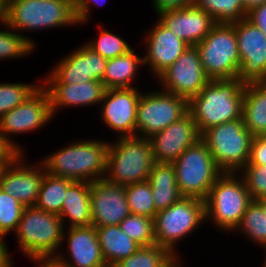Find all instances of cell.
I'll use <instances>...</instances> for the list:
<instances>
[{"label":"cell","instance_id":"1","mask_svg":"<svg viewBox=\"0 0 266 267\" xmlns=\"http://www.w3.org/2000/svg\"><path fill=\"white\" fill-rule=\"evenodd\" d=\"M244 86L238 78L210 80L199 94L188 100L189 114L198 131L241 118Z\"/></svg>","mask_w":266,"mask_h":267},{"label":"cell","instance_id":"2","mask_svg":"<svg viewBox=\"0 0 266 267\" xmlns=\"http://www.w3.org/2000/svg\"><path fill=\"white\" fill-rule=\"evenodd\" d=\"M109 141L81 140L49 154L41 161L46 173L73 181L104 179Z\"/></svg>","mask_w":266,"mask_h":267},{"label":"cell","instance_id":"3","mask_svg":"<svg viewBox=\"0 0 266 267\" xmlns=\"http://www.w3.org/2000/svg\"><path fill=\"white\" fill-rule=\"evenodd\" d=\"M116 139L108 146L104 179L121 186L147 181L155 164L150 139L140 134Z\"/></svg>","mask_w":266,"mask_h":267},{"label":"cell","instance_id":"4","mask_svg":"<svg viewBox=\"0 0 266 267\" xmlns=\"http://www.w3.org/2000/svg\"><path fill=\"white\" fill-rule=\"evenodd\" d=\"M4 23L19 33L78 26L74 0H7Z\"/></svg>","mask_w":266,"mask_h":267},{"label":"cell","instance_id":"5","mask_svg":"<svg viewBox=\"0 0 266 267\" xmlns=\"http://www.w3.org/2000/svg\"><path fill=\"white\" fill-rule=\"evenodd\" d=\"M64 232L59 215L30 206L24 208L14 234L22 253L33 260L55 258L62 246Z\"/></svg>","mask_w":266,"mask_h":267},{"label":"cell","instance_id":"6","mask_svg":"<svg viewBox=\"0 0 266 267\" xmlns=\"http://www.w3.org/2000/svg\"><path fill=\"white\" fill-rule=\"evenodd\" d=\"M223 172L210 188L205 201V218L222 231H234L252 201L244 179ZM240 178V179H239Z\"/></svg>","mask_w":266,"mask_h":267},{"label":"cell","instance_id":"7","mask_svg":"<svg viewBox=\"0 0 266 267\" xmlns=\"http://www.w3.org/2000/svg\"><path fill=\"white\" fill-rule=\"evenodd\" d=\"M253 135L242 117L213 126L201 134L212 157L222 172L239 173L247 165Z\"/></svg>","mask_w":266,"mask_h":267},{"label":"cell","instance_id":"8","mask_svg":"<svg viewBox=\"0 0 266 267\" xmlns=\"http://www.w3.org/2000/svg\"><path fill=\"white\" fill-rule=\"evenodd\" d=\"M153 220L156 244L178 256L177 244L206 220L205 201L182 197L170 207L157 212Z\"/></svg>","mask_w":266,"mask_h":267},{"label":"cell","instance_id":"9","mask_svg":"<svg viewBox=\"0 0 266 267\" xmlns=\"http://www.w3.org/2000/svg\"><path fill=\"white\" fill-rule=\"evenodd\" d=\"M172 164L183 197L205 200L210 188L223 173L201 139L188 147Z\"/></svg>","mask_w":266,"mask_h":267},{"label":"cell","instance_id":"10","mask_svg":"<svg viewBox=\"0 0 266 267\" xmlns=\"http://www.w3.org/2000/svg\"><path fill=\"white\" fill-rule=\"evenodd\" d=\"M195 46L210 80L237 78L240 59L234 24H215Z\"/></svg>","mask_w":266,"mask_h":267},{"label":"cell","instance_id":"11","mask_svg":"<svg viewBox=\"0 0 266 267\" xmlns=\"http://www.w3.org/2000/svg\"><path fill=\"white\" fill-rule=\"evenodd\" d=\"M189 113L188 99L157 90L141 93L137 105L136 136L149 138Z\"/></svg>","mask_w":266,"mask_h":267},{"label":"cell","instance_id":"12","mask_svg":"<svg viewBox=\"0 0 266 267\" xmlns=\"http://www.w3.org/2000/svg\"><path fill=\"white\" fill-rule=\"evenodd\" d=\"M52 118L48 93L40 86L23 103L0 117V134L17 153L24 154L23 147L10 136L41 129Z\"/></svg>","mask_w":266,"mask_h":267},{"label":"cell","instance_id":"13","mask_svg":"<svg viewBox=\"0 0 266 267\" xmlns=\"http://www.w3.org/2000/svg\"><path fill=\"white\" fill-rule=\"evenodd\" d=\"M234 27L240 59L237 78L243 84L266 82V35L246 17Z\"/></svg>","mask_w":266,"mask_h":267},{"label":"cell","instance_id":"14","mask_svg":"<svg viewBox=\"0 0 266 267\" xmlns=\"http://www.w3.org/2000/svg\"><path fill=\"white\" fill-rule=\"evenodd\" d=\"M157 78L160 81L158 83L162 84L163 91L188 100L199 94L210 81L202 67L196 46H188Z\"/></svg>","mask_w":266,"mask_h":267},{"label":"cell","instance_id":"15","mask_svg":"<svg viewBox=\"0 0 266 267\" xmlns=\"http://www.w3.org/2000/svg\"><path fill=\"white\" fill-rule=\"evenodd\" d=\"M83 45V46H82ZM59 60L41 84H74L102 81L107 59L85 43Z\"/></svg>","mask_w":266,"mask_h":267},{"label":"cell","instance_id":"16","mask_svg":"<svg viewBox=\"0 0 266 267\" xmlns=\"http://www.w3.org/2000/svg\"><path fill=\"white\" fill-rule=\"evenodd\" d=\"M18 153L5 167L0 178V189L15 197L25 207L34 206L46 169L43 164L29 165Z\"/></svg>","mask_w":266,"mask_h":267},{"label":"cell","instance_id":"17","mask_svg":"<svg viewBox=\"0 0 266 267\" xmlns=\"http://www.w3.org/2000/svg\"><path fill=\"white\" fill-rule=\"evenodd\" d=\"M141 92L137 88L107 89L101 100V118L118 137L136 136L137 105Z\"/></svg>","mask_w":266,"mask_h":267},{"label":"cell","instance_id":"18","mask_svg":"<svg viewBox=\"0 0 266 267\" xmlns=\"http://www.w3.org/2000/svg\"><path fill=\"white\" fill-rule=\"evenodd\" d=\"M91 224L119 225L130 214L125 186L99 179L90 183Z\"/></svg>","mask_w":266,"mask_h":267},{"label":"cell","instance_id":"19","mask_svg":"<svg viewBox=\"0 0 266 267\" xmlns=\"http://www.w3.org/2000/svg\"><path fill=\"white\" fill-rule=\"evenodd\" d=\"M149 139L155 162L173 163L188 147L201 139V134L188 113Z\"/></svg>","mask_w":266,"mask_h":267},{"label":"cell","instance_id":"20","mask_svg":"<svg viewBox=\"0 0 266 267\" xmlns=\"http://www.w3.org/2000/svg\"><path fill=\"white\" fill-rule=\"evenodd\" d=\"M67 229L68 234L63 233L62 245L64 241L67 242L68 254L66 256L58 253L56 260L67 267H108L102 255L95 226L91 224Z\"/></svg>","mask_w":266,"mask_h":267},{"label":"cell","instance_id":"21","mask_svg":"<svg viewBox=\"0 0 266 267\" xmlns=\"http://www.w3.org/2000/svg\"><path fill=\"white\" fill-rule=\"evenodd\" d=\"M144 43L147 48V53L143 55L144 65H149L155 78L172 65L189 46L158 19L152 29L148 30Z\"/></svg>","mask_w":266,"mask_h":267},{"label":"cell","instance_id":"22","mask_svg":"<svg viewBox=\"0 0 266 267\" xmlns=\"http://www.w3.org/2000/svg\"><path fill=\"white\" fill-rule=\"evenodd\" d=\"M158 20L189 46L200 43L216 24L205 10L195 5L163 11Z\"/></svg>","mask_w":266,"mask_h":267},{"label":"cell","instance_id":"23","mask_svg":"<svg viewBox=\"0 0 266 267\" xmlns=\"http://www.w3.org/2000/svg\"><path fill=\"white\" fill-rule=\"evenodd\" d=\"M41 86L48 93L53 117L63 107L99 105L107 90L105 85L97 80L74 84H41Z\"/></svg>","mask_w":266,"mask_h":267},{"label":"cell","instance_id":"24","mask_svg":"<svg viewBox=\"0 0 266 267\" xmlns=\"http://www.w3.org/2000/svg\"><path fill=\"white\" fill-rule=\"evenodd\" d=\"M65 228L91 225L90 182L73 181L66 190L62 210L59 215Z\"/></svg>","mask_w":266,"mask_h":267},{"label":"cell","instance_id":"25","mask_svg":"<svg viewBox=\"0 0 266 267\" xmlns=\"http://www.w3.org/2000/svg\"><path fill=\"white\" fill-rule=\"evenodd\" d=\"M147 181L150 183L157 212L170 207L183 197L176 182V172L172 163L155 162Z\"/></svg>","mask_w":266,"mask_h":267},{"label":"cell","instance_id":"26","mask_svg":"<svg viewBox=\"0 0 266 267\" xmlns=\"http://www.w3.org/2000/svg\"><path fill=\"white\" fill-rule=\"evenodd\" d=\"M241 117L253 136L266 135V82L245 84Z\"/></svg>","mask_w":266,"mask_h":267},{"label":"cell","instance_id":"27","mask_svg":"<svg viewBox=\"0 0 266 267\" xmlns=\"http://www.w3.org/2000/svg\"><path fill=\"white\" fill-rule=\"evenodd\" d=\"M103 258L108 267L134 254L141 246L132 240L119 225L96 227Z\"/></svg>","mask_w":266,"mask_h":267},{"label":"cell","instance_id":"28","mask_svg":"<svg viewBox=\"0 0 266 267\" xmlns=\"http://www.w3.org/2000/svg\"><path fill=\"white\" fill-rule=\"evenodd\" d=\"M142 65H144L143 56L137 55L132 49L124 55L107 61L101 82L106 89L132 88L138 67Z\"/></svg>","mask_w":266,"mask_h":267},{"label":"cell","instance_id":"29","mask_svg":"<svg viewBox=\"0 0 266 267\" xmlns=\"http://www.w3.org/2000/svg\"><path fill=\"white\" fill-rule=\"evenodd\" d=\"M71 179L45 174L35 207L52 214L60 215L67 187Z\"/></svg>","mask_w":266,"mask_h":267},{"label":"cell","instance_id":"30","mask_svg":"<svg viewBox=\"0 0 266 267\" xmlns=\"http://www.w3.org/2000/svg\"><path fill=\"white\" fill-rule=\"evenodd\" d=\"M194 5L205 10L216 24H234L247 16L243 0H195Z\"/></svg>","mask_w":266,"mask_h":267},{"label":"cell","instance_id":"31","mask_svg":"<svg viewBox=\"0 0 266 267\" xmlns=\"http://www.w3.org/2000/svg\"><path fill=\"white\" fill-rule=\"evenodd\" d=\"M235 231L263 246L266 249V214L258 200H252L247 206L239 225Z\"/></svg>","mask_w":266,"mask_h":267},{"label":"cell","instance_id":"32","mask_svg":"<svg viewBox=\"0 0 266 267\" xmlns=\"http://www.w3.org/2000/svg\"><path fill=\"white\" fill-rule=\"evenodd\" d=\"M173 257L168 249L157 244L141 246L134 254L113 267H164Z\"/></svg>","mask_w":266,"mask_h":267},{"label":"cell","instance_id":"33","mask_svg":"<svg viewBox=\"0 0 266 267\" xmlns=\"http://www.w3.org/2000/svg\"><path fill=\"white\" fill-rule=\"evenodd\" d=\"M2 25L6 27L5 30H8H0V60L18 59L33 53L36 45L30 37L14 32L4 22Z\"/></svg>","mask_w":266,"mask_h":267},{"label":"cell","instance_id":"34","mask_svg":"<svg viewBox=\"0 0 266 267\" xmlns=\"http://www.w3.org/2000/svg\"><path fill=\"white\" fill-rule=\"evenodd\" d=\"M130 213L155 218L157 211L148 181L125 186Z\"/></svg>","mask_w":266,"mask_h":267},{"label":"cell","instance_id":"35","mask_svg":"<svg viewBox=\"0 0 266 267\" xmlns=\"http://www.w3.org/2000/svg\"><path fill=\"white\" fill-rule=\"evenodd\" d=\"M119 227L140 246L156 244L154 220L150 217L130 213L120 222Z\"/></svg>","mask_w":266,"mask_h":267},{"label":"cell","instance_id":"36","mask_svg":"<svg viewBox=\"0 0 266 267\" xmlns=\"http://www.w3.org/2000/svg\"><path fill=\"white\" fill-rule=\"evenodd\" d=\"M98 28L101 29L98 38L85 43L97 54H100L102 57L109 60L124 55L132 50L133 47H131L124 39L120 38V36H117V34L115 35L106 29H102V25Z\"/></svg>","mask_w":266,"mask_h":267},{"label":"cell","instance_id":"37","mask_svg":"<svg viewBox=\"0 0 266 267\" xmlns=\"http://www.w3.org/2000/svg\"><path fill=\"white\" fill-rule=\"evenodd\" d=\"M25 206L15 197L0 189V228L1 243L6 244L4 237L11 232H15Z\"/></svg>","mask_w":266,"mask_h":267},{"label":"cell","instance_id":"38","mask_svg":"<svg viewBox=\"0 0 266 267\" xmlns=\"http://www.w3.org/2000/svg\"><path fill=\"white\" fill-rule=\"evenodd\" d=\"M41 85L27 83H0V117L23 103Z\"/></svg>","mask_w":266,"mask_h":267},{"label":"cell","instance_id":"39","mask_svg":"<svg viewBox=\"0 0 266 267\" xmlns=\"http://www.w3.org/2000/svg\"><path fill=\"white\" fill-rule=\"evenodd\" d=\"M239 174L244 179L252 200L266 197V170L261 166L246 165Z\"/></svg>","mask_w":266,"mask_h":267},{"label":"cell","instance_id":"40","mask_svg":"<svg viewBox=\"0 0 266 267\" xmlns=\"http://www.w3.org/2000/svg\"><path fill=\"white\" fill-rule=\"evenodd\" d=\"M107 0H74L75 3V15L78 24H84L90 19V11L92 9L91 5H104ZM104 2V3H103ZM93 3V4H92ZM91 8V9H90Z\"/></svg>","mask_w":266,"mask_h":267},{"label":"cell","instance_id":"41","mask_svg":"<svg viewBox=\"0 0 266 267\" xmlns=\"http://www.w3.org/2000/svg\"><path fill=\"white\" fill-rule=\"evenodd\" d=\"M154 11L156 14L166 11L173 10L179 8H185L189 6H193L195 0H152Z\"/></svg>","mask_w":266,"mask_h":267},{"label":"cell","instance_id":"42","mask_svg":"<svg viewBox=\"0 0 266 267\" xmlns=\"http://www.w3.org/2000/svg\"><path fill=\"white\" fill-rule=\"evenodd\" d=\"M246 18L266 35V3L252 8Z\"/></svg>","mask_w":266,"mask_h":267},{"label":"cell","instance_id":"43","mask_svg":"<svg viewBox=\"0 0 266 267\" xmlns=\"http://www.w3.org/2000/svg\"><path fill=\"white\" fill-rule=\"evenodd\" d=\"M249 160H266V135L253 136Z\"/></svg>","mask_w":266,"mask_h":267},{"label":"cell","instance_id":"44","mask_svg":"<svg viewBox=\"0 0 266 267\" xmlns=\"http://www.w3.org/2000/svg\"><path fill=\"white\" fill-rule=\"evenodd\" d=\"M17 154L0 134V160H12Z\"/></svg>","mask_w":266,"mask_h":267},{"label":"cell","instance_id":"45","mask_svg":"<svg viewBox=\"0 0 266 267\" xmlns=\"http://www.w3.org/2000/svg\"><path fill=\"white\" fill-rule=\"evenodd\" d=\"M10 256L7 245L0 243V267H13L12 257Z\"/></svg>","mask_w":266,"mask_h":267},{"label":"cell","instance_id":"46","mask_svg":"<svg viewBox=\"0 0 266 267\" xmlns=\"http://www.w3.org/2000/svg\"><path fill=\"white\" fill-rule=\"evenodd\" d=\"M33 261L39 265L38 267H67L55 258H36Z\"/></svg>","mask_w":266,"mask_h":267},{"label":"cell","instance_id":"47","mask_svg":"<svg viewBox=\"0 0 266 267\" xmlns=\"http://www.w3.org/2000/svg\"><path fill=\"white\" fill-rule=\"evenodd\" d=\"M245 11L248 12L252 8L260 6L263 3H266V0H243Z\"/></svg>","mask_w":266,"mask_h":267},{"label":"cell","instance_id":"48","mask_svg":"<svg viewBox=\"0 0 266 267\" xmlns=\"http://www.w3.org/2000/svg\"><path fill=\"white\" fill-rule=\"evenodd\" d=\"M7 0H0V24L5 21Z\"/></svg>","mask_w":266,"mask_h":267},{"label":"cell","instance_id":"49","mask_svg":"<svg viewBox=\"0 0 266 267\" xmlns=\"http://www.w3.org/2000/svg\"><path fill=\"white\" fill-rule=\"evenodd\" d=\"M178 256H174L164 267H182Z\"/></svg>","mask_w":266,"mask_h":267},{"label":"cell","instance_id":"50","mask_svg":"<svg viewBox=\"0 0 266 267\" xmlns=\"http://www.w3.org/2000/svg\"><path fill=\"white\" fill-rule=\"evenodd\" d=\"M247 165L261 166L264 170H266V160H249Z\"/></svg>","mask_w":266,"mask_h":267},{"label":"cell","instance_id":"51","mask_svg":"<svg viewBox=\"0 0 266 267\" xmlns=\"http://www.w3.org/2000/svg\"><path fill=\"white\" fill-rule=\"evenodd\" d=\"M10 161L11 160H0V178H1L3 170L5 169V167L8 165Z\"/></svg>","mask_w":266,"mask_h":267},{"label":"cell","instance_id":"52","mask_svg":"<svg viewBox=\"0 0 266 267\" xmlns=\"http://www.w3.org/2000/svg\"><path fill=\"white\" fill-rule=\"evenodd\" d=\"M258 201L261 203L262 208H263V211H264V213L266 214V197L261 198V199H259Z\"/></svg>","mask_w":266,"mask_h":267},{"label":"cell","instance_id":"53","mask_svg":"<svg viewBox=\"0 0 266 267\" xmlns=\"http://www.w3.org/2000/svg\"><path fill=\"white\" fill-rule=\"evenodd\" d=\"M264 266L263 267H266V257H265V259H264Z\"/></svg>","mask_w":266,"mask_h":267}]
</instances>
